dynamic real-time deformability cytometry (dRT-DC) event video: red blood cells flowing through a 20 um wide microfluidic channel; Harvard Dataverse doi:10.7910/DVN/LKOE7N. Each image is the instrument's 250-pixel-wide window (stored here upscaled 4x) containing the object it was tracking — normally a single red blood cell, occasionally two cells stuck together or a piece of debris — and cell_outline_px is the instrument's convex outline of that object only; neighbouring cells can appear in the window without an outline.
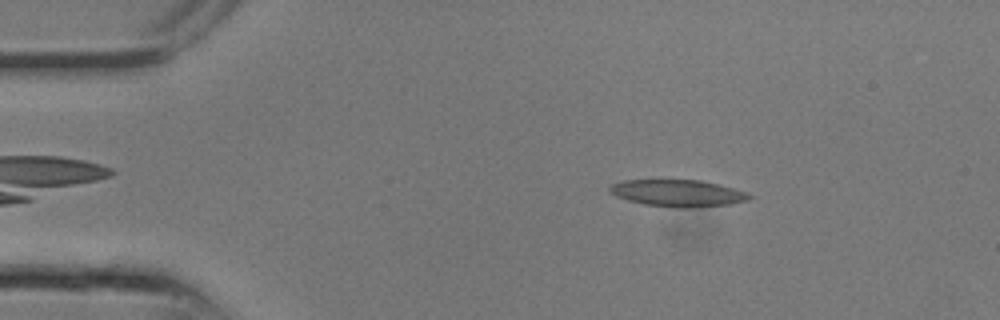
{"species": "common noctule bat (a hibernating species)", "species_latin": "Nyctalus noctula", "temperature_condition": "room temperature", "stored_images_in_passage": 4, "camera_frame_rate_fps": 3000, "um_per_image_px": 0.085, "animal": {"sex": "male", "body_mass_g": 13.3}, "frame": {"image": 1, "passage_image": 1, "time_ms": 0.0, "image_size_px": [1000, 320], "cell_outline_px": [[752, 196], [748, 200], [732, 204], [688, 208], [676, 208], [644, 204], [628, 200], [616, 196], [608, 192], [608, 188], [612, 184], [624, 180], [700, 180], [720, 184], [748, 192]], "centroid_in_image_um": [57.63, 16.42], "position_along_channel_um": 27.4, "area_um2": 22.02}}